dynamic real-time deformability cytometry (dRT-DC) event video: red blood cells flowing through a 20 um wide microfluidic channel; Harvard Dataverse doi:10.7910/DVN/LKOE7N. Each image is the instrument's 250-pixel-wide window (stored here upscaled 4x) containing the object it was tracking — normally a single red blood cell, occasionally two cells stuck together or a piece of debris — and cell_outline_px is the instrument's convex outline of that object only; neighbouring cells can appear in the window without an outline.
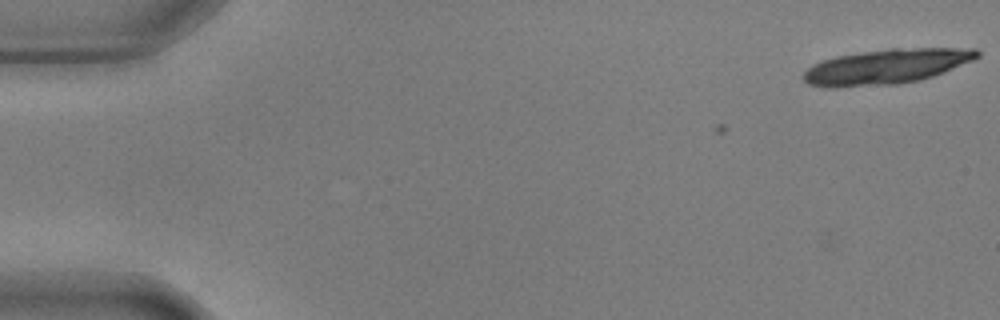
{"species": "common noctule bat (a hibernating species)", "species_latin": "Nyctalus noctula", "temperature_condition": "warm", "stored_images_in_passage": 6, "camera_frame_rate_fps": 3000, "um_per_image_px": 0.085, "animal": {"sex": "male", "body_mass_g": 17.9, "forearm_length_mm": 54.2}, "frame": {"image": 1, "passage_image": 6, "time_ms": 1.667, "image_size_px": [1000, 320], "cell_outline_px": [[980, 56], [972, 60], [944, 72], [920, 80], [896, 84], [836, 88], [832, 88], [808, 84], [804, 80], [804, 72], [812, 64], [836, 56], [888, 48], [976, 48], [980, 52]], "centroid_in_image_um": [75.34, 5.65], "position_along_channel_um": 9.7, "area_um2": 35.37}}